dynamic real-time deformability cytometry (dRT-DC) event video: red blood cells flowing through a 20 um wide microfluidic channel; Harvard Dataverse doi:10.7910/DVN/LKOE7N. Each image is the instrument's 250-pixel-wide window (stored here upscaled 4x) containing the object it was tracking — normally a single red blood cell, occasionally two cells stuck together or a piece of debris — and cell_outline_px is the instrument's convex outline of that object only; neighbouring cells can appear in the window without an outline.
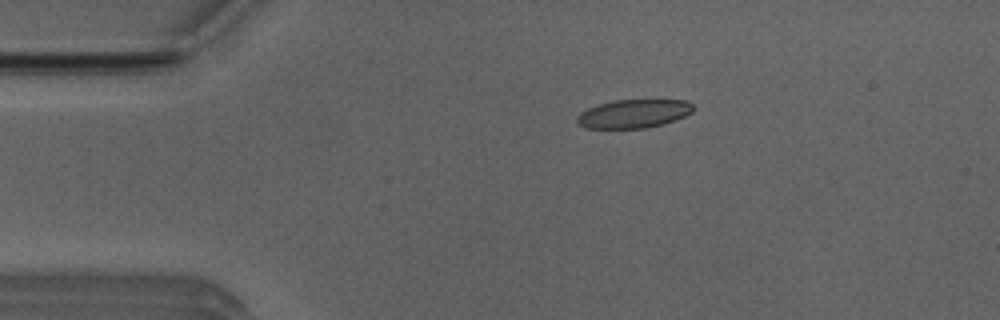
{"species": "Egyptian fruit bat (a non-hibernating species)", "species_latin": "Rousettus aegyptiacus", "temperature_condition": "room temperature", "stored_images_in_passage": 33, "camera_frame_rate_fps": 3000, "um_per_image_px": 0.085, "animal": {"sex": "male"}, "frame": {"image": 1, "passage_image": 2, "time_ms": 0.333, "image_size_px": [1000, 320], "cell_outline_px": [[692, 112], [676, 120], [664, 124], [644, 128], [584, 128], [576, 120], [576, 116], [580, 112], [588, 108], [612, 100], [688, 100], [692, 104]], "centroid_in_image_um": [53.85, 9.66], "position_along_channel_um": 31.1, "area_um2": 19.31}}
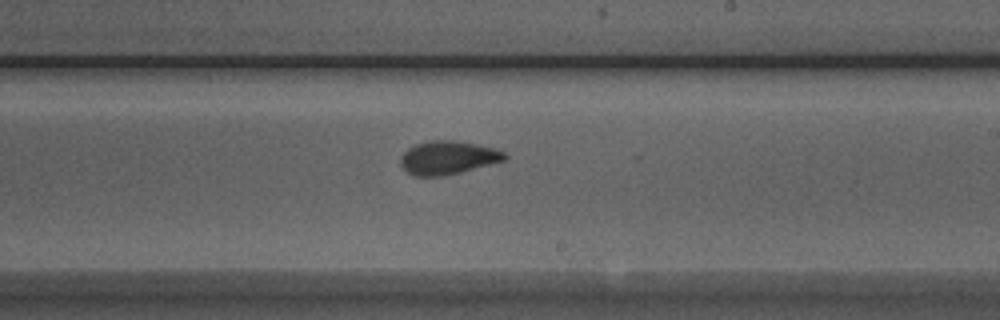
{"frame": {"image": 2, "passage_image": 22, "time_ms": 7.0, "image_size_px": [1000, 320], "cell_outline_px": [[508, 156], [504, 160], [460, 172], [444, 176], [416, 176], [408, 172], [400, 164], [400, 156], [408, 148], [416, 144], [432, 140], [452, 140], [476, 144], [492, 148], [504, 152]], "centroid_in_image_um": [38.04, 13.4], "position_along_channel_um": 251.0, "area_um2": 20.0}}
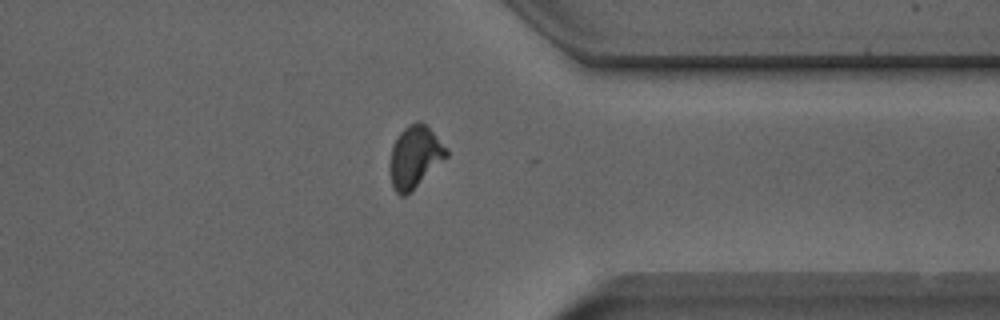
{"frame": {"image": 3, "passage_image": 32, "time_ms": 10.333, "image_size_px": [1000, 320], "cell_outline_px": [[448, 156], [404, 196], [400, 196], [396, 192], [392, 184], [388, 172], [392, 148], [400, 132], [408, 124], [416, 120], [420, 120], [448, 148]], "centroid_in_image_um": [35.24, 13.31], "position_along_channel_um": 376.2, "area_um2": 20.06}, "authors_computed_cell_mechanics": {"area_um2": 20.1722, "velocity_mm_per_s": 3.9748, "shape_relaxation_time_tau1_ms": 4.5158, "shape_relaxation_time_tau2_ms": 1.3003, "deformation_change_tau1": 0.1462, "deformation_change_tau2": 0.0702}}